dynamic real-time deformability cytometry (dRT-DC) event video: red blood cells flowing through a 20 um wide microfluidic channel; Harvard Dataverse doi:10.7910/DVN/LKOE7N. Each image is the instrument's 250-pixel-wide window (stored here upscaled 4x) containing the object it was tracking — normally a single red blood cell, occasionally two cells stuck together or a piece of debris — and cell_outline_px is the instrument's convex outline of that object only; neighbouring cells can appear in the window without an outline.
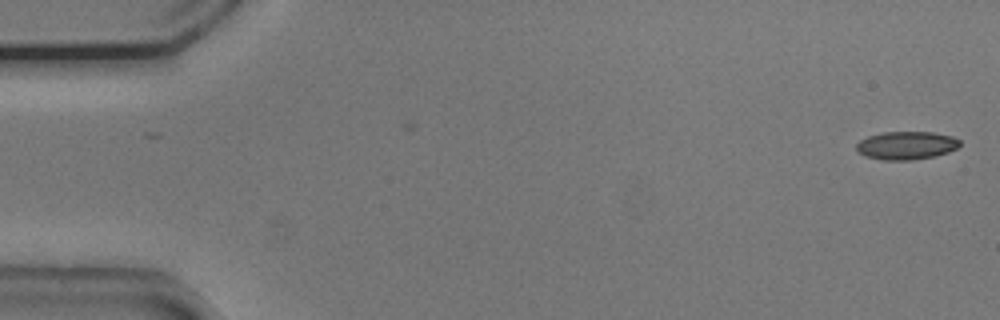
{"species": "common noctule bat (a hibernating species)", "species_latin": "Nyctalus noctula", "temperature_condition": "cold", "stored_images_in_passage": 13, "camera_frame_rate_fps": 3000, "um_per_image_px": 0.085, "animal": {"sex": "male", "body_mass_g": 20.5, "forearm_length_mm": 52.5}, "frame": {"image": 1, "passage_image": 1, "time_ms": 0.0, "image_size_px": [1000, 320], "cell_outline_px": [[960, 144], [956, 148], [948, 152], [932, 156], [912, 160], [884, 160], [868, 156], [860, 152], [856, 148], [856, 144], [860, 140], [868, 136], [884, 132], [932, 132], [952, 136], [960, 140]], "centroid_in_image_um": [77.05, 12.35], "position_along_channel_um": 7.9, "area_um2": 16.7}}
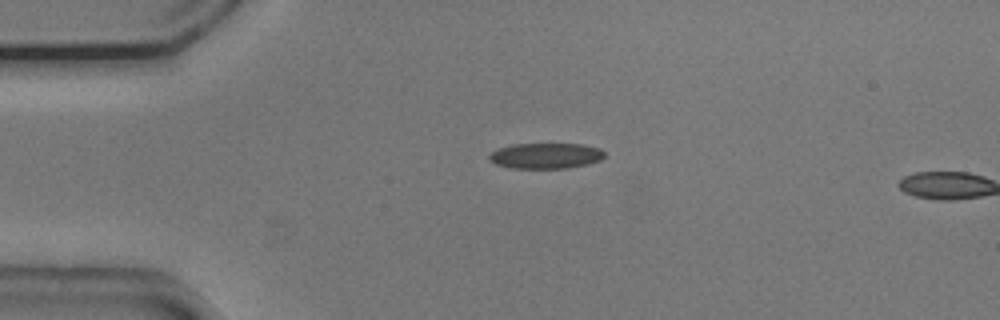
{"frame": {"image": 2, "passage_image": 12, "time_ms": 3.667, "image_size_px": [1000, 320], "cell_outline_px": [[604, 156], [600, 160], [568, 168], [512, 168], [496, 164], [488, 160], [488, 156], [496, 148], [512, 144], [580, 144], [600, 148], [604, 152]], "centroid_in_image_um": [46.34, 13.23], "position_along_channel_um": 38.7, "area_um2": 17.17}}